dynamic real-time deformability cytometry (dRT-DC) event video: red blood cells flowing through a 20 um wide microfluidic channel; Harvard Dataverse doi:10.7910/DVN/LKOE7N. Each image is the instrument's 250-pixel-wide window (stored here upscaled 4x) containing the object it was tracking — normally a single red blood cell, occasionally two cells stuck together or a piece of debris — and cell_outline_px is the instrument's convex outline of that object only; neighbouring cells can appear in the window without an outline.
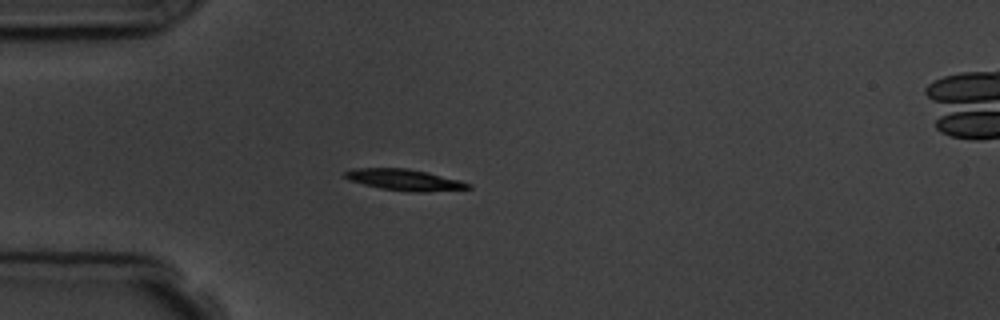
{"species": "common noctule bat (a hibernating species)", "species_latin": "Nyctalus noctula", "temperature_condition": "room temperature", "stored_images_in_passage": 5, "camera_frame_rate_fps": 3000, "um_per_image_px": 0.085, "animal": {"sex": "male", "body_mass_g": 19.5, "forearm_length_mm": 54.6}, "frame": {"image": 1, "passage_image": 4, "time_ms": 3.667, "image_size_px": [1000, 320], "cell_outline_px": [[472, 188], [428, 192], [408, 192], [380, 188], [348, 180], [344, 176], [344, 172], [356, 168], [408, 168], [428, 172], [460, 180], [472, 184]], "centroid_in_image_um": [34.41, 15.29], "position_along_channel_um": 50.6, "area_um2": 15.37}}